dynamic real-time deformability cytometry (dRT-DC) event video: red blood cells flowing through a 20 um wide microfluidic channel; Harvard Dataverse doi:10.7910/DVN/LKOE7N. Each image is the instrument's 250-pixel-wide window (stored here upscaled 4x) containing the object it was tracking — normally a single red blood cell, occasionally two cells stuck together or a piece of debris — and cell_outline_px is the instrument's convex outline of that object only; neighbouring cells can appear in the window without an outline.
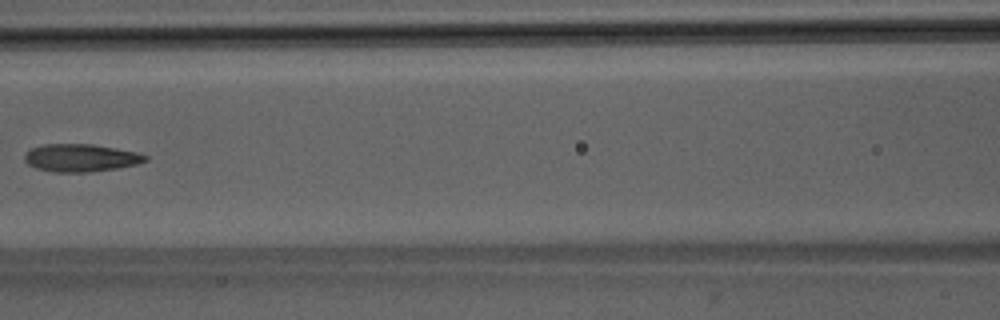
{"species": "Egyptian fruit bat (a non-hibernating species)", "species_latin": "Rousettus aegyptiacus", "temperature_condition": "room temperature", "stored_images_in_passage": 7, "camera_frame_rate_fps": 3000, "um_per_image_px": 0.085, "animal": {"sex": "male"}, "frame": {"image": 1, "passage_image": 7, "time_ms": 7.667, "image_size_px": [1000, 320], "cell_outline_px": [[148, 160], [136, 164], [116, 168], [88, 172], [56, 172], [36, 168], [28, 164], [24, 160], [24, 156], [32, 148], [44, 144], [92, 144], [116, 148], [136, 152], [148, 156]], "centroid_in_image_um": [6.87, 13.41], "position_along_channel_um": 159.7, "area_um2": 19.31}}